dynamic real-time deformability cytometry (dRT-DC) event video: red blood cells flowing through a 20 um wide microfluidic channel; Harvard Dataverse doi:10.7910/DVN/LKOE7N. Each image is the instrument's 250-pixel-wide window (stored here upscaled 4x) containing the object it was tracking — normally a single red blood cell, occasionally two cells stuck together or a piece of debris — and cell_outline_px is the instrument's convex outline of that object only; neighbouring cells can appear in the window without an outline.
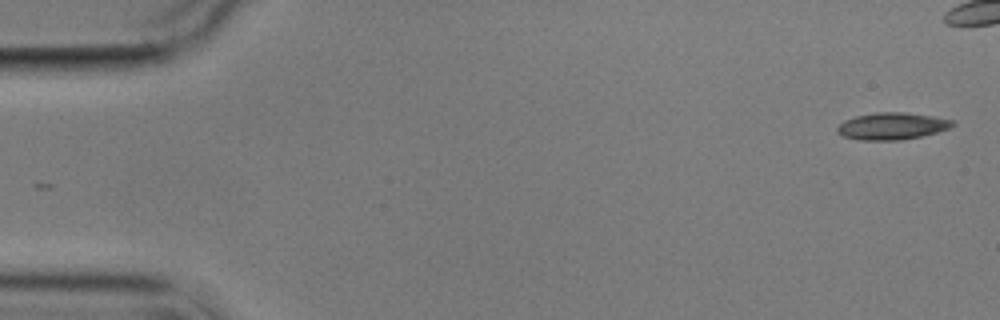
{"species": "common noctule bat (a hibernating species)", "species_latin": "Nyctalus noctula", "temperature_condition": "cold", "stored_images_in_passage": 2, "camera_frame_rate_fps": 3000, "um_per_image_px": 0.085, "animal": {"sex": "male", "body_mass_g": 17.9}, "frame": {"image": 1, "passage_image": 2, "time_ms": 2.0, "image_size_px": [1000, 320], "cell_outline_px": [[956, 124], [948, 128], [936, 132], [920, 136], [900, 140], [860, 140], [844, 136], [836, 132], [836, 128], [844, 120], [856, 116], [876, 112], [904, 112], [932, 116], [952, 120]], "centroid_in_image_um": [75.79, 10.71], "position_along_channel_um": 9.2, "area_um2": 17.98}}